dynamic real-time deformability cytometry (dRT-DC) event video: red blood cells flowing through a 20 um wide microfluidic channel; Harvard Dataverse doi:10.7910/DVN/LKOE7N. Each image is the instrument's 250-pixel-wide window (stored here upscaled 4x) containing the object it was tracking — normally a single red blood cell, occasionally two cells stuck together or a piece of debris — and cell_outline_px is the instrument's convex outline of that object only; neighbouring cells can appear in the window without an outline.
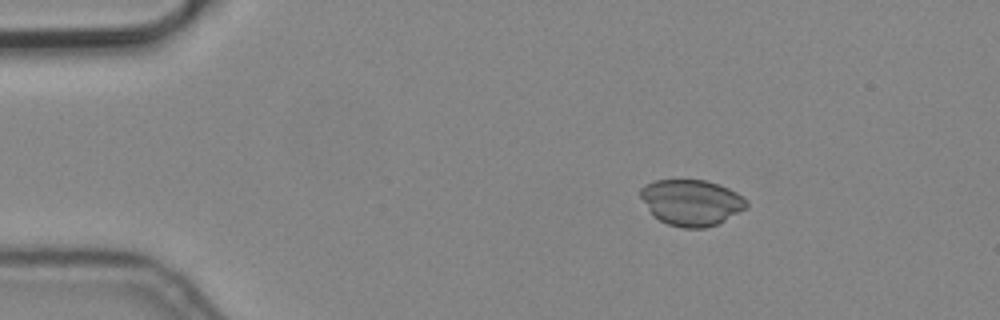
{"species": "common noctule bat (a hibernating species)", "species_latin": "Nyctalus noctula", "temperature_condition": "cold", "stored_images_in_passage": 6, "camera_frame_rate_fps": 3000, "um_per_image_px": 0.085, "animal": {"sex": "male", "body_mass_g": 19.2, "forearm_length_mm": 51.8}, "frame": {"image": 1, "passage_image": 3, "time_ms": 0.667, "image_size_px": [1000, 320], "cell_outline_px": [[748, 208], [716, 224], [704, 228], [684, 228], [668, 224], [660, 220], [648, 208], [640, 196], [640, 188], [644, 184], [656, 180], [704, 180], [720, 184], [736, 192], [748, 200]], "centroid_in_image_um": [58.79, 17.2], "position_along_channel_um": 26.2, "area_um2": 28.32}}